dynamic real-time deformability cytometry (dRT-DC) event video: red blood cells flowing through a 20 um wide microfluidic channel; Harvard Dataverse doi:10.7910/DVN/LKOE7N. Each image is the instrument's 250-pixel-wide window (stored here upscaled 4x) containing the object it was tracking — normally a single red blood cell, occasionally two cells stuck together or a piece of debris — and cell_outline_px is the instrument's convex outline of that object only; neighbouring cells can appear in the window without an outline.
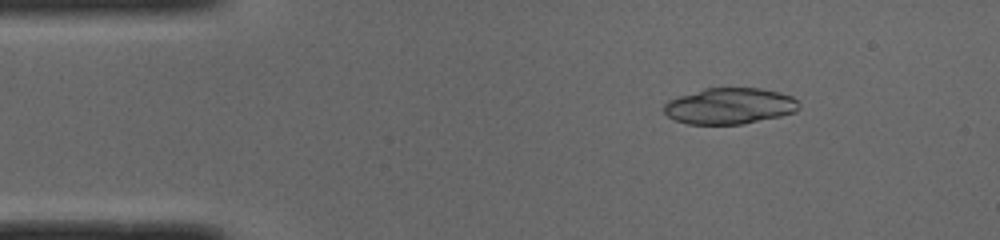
{"species": "common noctule bat (a hibernating species)", "species_latin": "Nyctalus noctula", "temperature_condition": "cold", "stored_images_in_passage": 49, "camera_frame_rate_fps": 3000, "um_per_image_px": 0.085, "animal": {"sex": "male", "body_mass_g": 19.0, "forearm_length_mm": 50.8}, "frame": {"image": 1, "passage_image": 7, "time_ms": 2.0, "image_size_px": [1000, 240], "cell_outline_px": [[800, 108], [796, 112], [780, 116], [740, 124], [688, 124], [676, 120], [668, 116], [664, 112], [664, 104], [668, 100], [704, 88], [760, 88], [780, 92], [792, 96], [800, 104]], "centroid_in_image_um": [62.04, 9.0], "position_along_channel_um": 23.0, "area_um2": 28.38}}